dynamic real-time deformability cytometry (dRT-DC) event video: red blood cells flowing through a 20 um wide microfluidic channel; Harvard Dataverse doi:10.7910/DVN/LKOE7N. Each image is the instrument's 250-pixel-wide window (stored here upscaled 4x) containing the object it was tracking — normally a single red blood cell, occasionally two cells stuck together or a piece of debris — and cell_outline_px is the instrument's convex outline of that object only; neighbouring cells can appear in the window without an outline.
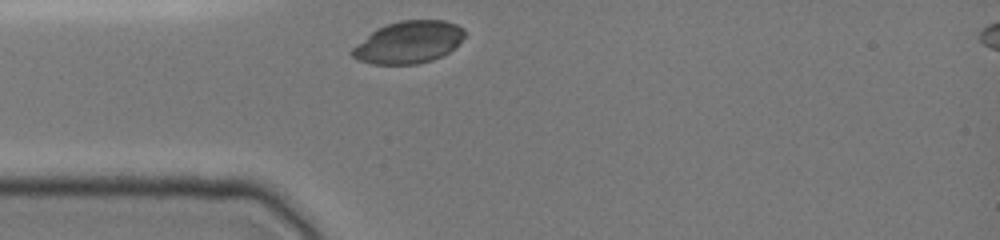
{"species": "common noctule bat (a hibernating species)", "species_latin": "Nyctalus noctula", "temperature_condition": "cold", "stored_images_in_passage": 29, "camera_frame_rate_fps": 3000, "um_per_image_px": 0.085, "animal": {"sex": "female", "body_mass_g": 19.0, "forearm_length_mm": 51.5}, "frame": {"image": 1, "passage_image": 1, "time_ms": 0.0, "image_size_px": [1000, 240], "cell_outline_px": [[464, 36], [448, 52], [432, 60], [416, 64], [372, 64], [356, 60], [348, 52], [352, 48], [376, 28], [400, 20], [444, 20], [456, 24], [464, 28]], "centroid_in_image_um": [34.68, 3.59], "position_along_channel_um": 50.3, "area_um2": 27.51}}
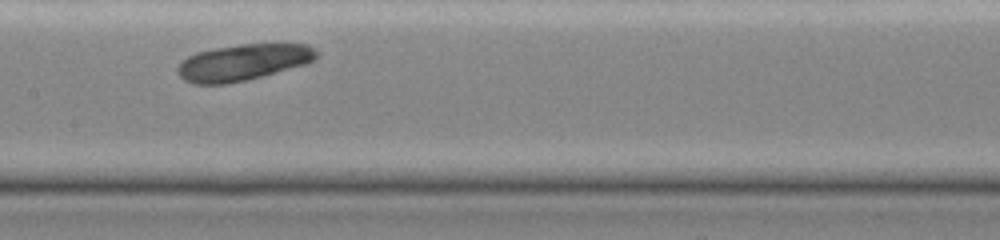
{"frame": {"image": 2, "passage_image": 12, "time_ms": 3.667, "image_size_px": [1000, 240], "cell_outline_px": [[316, 60], [304, 64], [248, 80], [228, 84], [192, 84], [184, 80], [176, 72], [176, 68], [180, 60], [196, 52], [216, 48], [240, 44], [308, 44], [316, 52]], "centroid_in_image_um": [20.59, 5.31], "position_along_channel_um": 186.8, "area_um2": 29.42}}
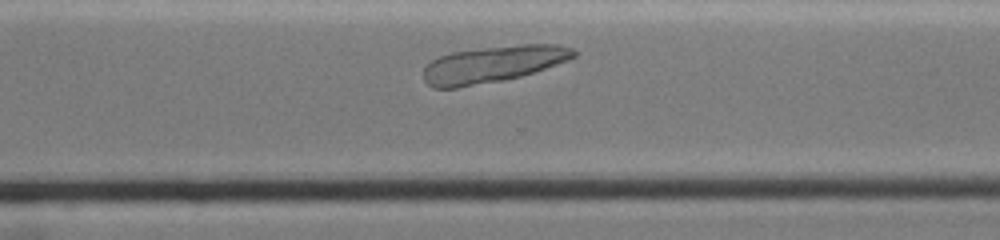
{"frame": {"image": 3, "passage_image": 23, "time_ms": 7.333, "image_size_px": [1000, 240], "cell_outline_px": [[576, 56], [568, 60], [520, 76], [504, 80], [456, 88], [432, 88], [424, 80], [424, 68], [432, 60], [440, 56], [452, 52], [524, 44], [556, 44], [572, 48], [576, 52]], "centroid_in_image_um": [41.88, 5.47], "position_along_channel_um": 328.7, "area_um2": 31.56}, "authors_computed_cell_mechanics": {"area_um2": 29.9982, "velocity_mm_per_s": 3.8746, "shape_relaxation_time_tau1_ms": 1.5358, "shape_relaxation_time_tau2_ms": 1.6594, "deformation_change_tau1": null, "deformation_change_tau2": 0.0836}}